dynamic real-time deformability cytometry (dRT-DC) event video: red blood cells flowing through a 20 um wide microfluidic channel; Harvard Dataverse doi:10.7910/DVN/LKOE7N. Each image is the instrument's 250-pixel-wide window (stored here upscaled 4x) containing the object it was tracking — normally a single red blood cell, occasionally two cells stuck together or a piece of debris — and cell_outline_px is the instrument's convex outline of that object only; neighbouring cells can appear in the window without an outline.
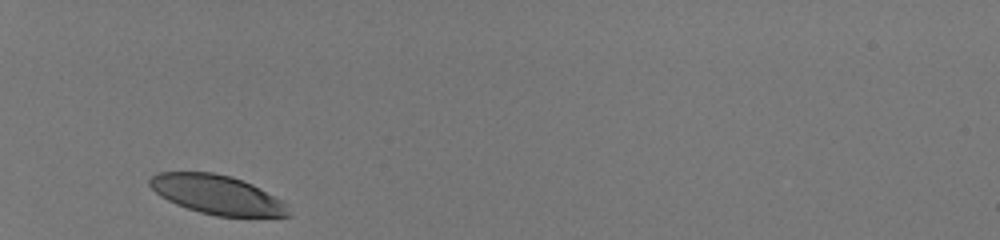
{"species": "human", "species_latin": "Homo sapiens", "temperature_condition": "room temperature", "stored_images_in_passage": 28, "camera_frame_rate_fps": 3000, "um_per_image_px": 0.085, "donor": {"sex": "male"}, "frame": {"image": 1, "passage_image": 1, "time_ms": 0.0, "image_size_px": [1000, 240], "cell_outline_px": [[292, 216], [216, 216], [200, 212], [176, 204], [160, 196], [148, 184], [148, 180], [156, 172], [212, 172], [232, 176], [252, 184], [260, 188], [288, 204]], "centroid_in_image_um": [18.46, 16.54], "position_along_channel_um": 66.5, "area_um2": 31.62}}
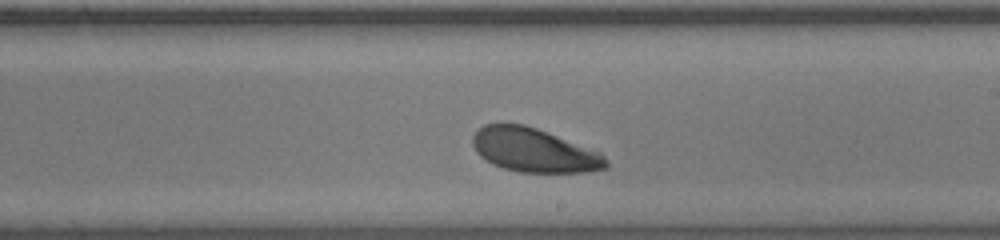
{"frame": {"image": 2, "passage_image": 16, "time_ms": 5.0, "image_size_px": [1000, 240], "cell_outline_px": [[608, 168], [584, 172], [520, 172], [504, 168], [492, 164], [480, 156], [476, 152], [472, 144], [472, 136], [484, 124], [524, 124], [536, 128], [600, 152], [608, 160]], "centroid_in_image_um": [45.38, 12.78], "position_along_channel_um": 243.6, "area_um2": 33.87}}
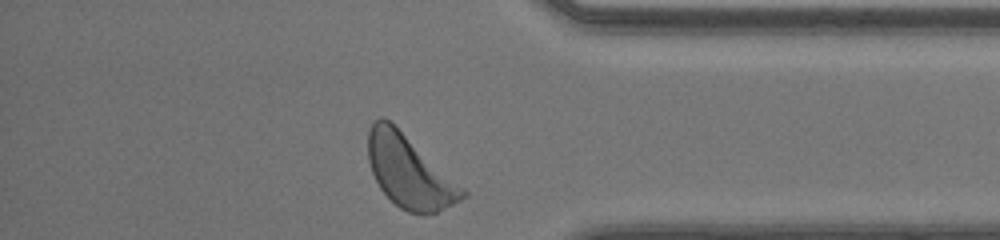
{"frame": {"image": 3, "passage_image": 28, "time_ms": 9.0, "image_size_px": [1000, 240], "cell_outline_px": [[468, 196], [436, 212], [424, 216], [408, 212], [400, 208], [380, 188], [372, 172], [368, 160], [368, 132], [372, 120], [380, 116], [384, 116], [464, 188], [468, 192]], "centroid_in_image_um": [34.77, 14.6], "position_along_channel_um": 400.4, "area_um2": 39.25}, "authors_computed_cell_mechanics": {"area_um2": 34.9401, "velocity_mm_per_s": 4.0562, "shape_relaxation_time_tau1_ms": 1.3136, "shape_relaxation_time_tau2_ms": null, "deformation_change_tau1": 0.1165, "deformation_change_tau2": null}}